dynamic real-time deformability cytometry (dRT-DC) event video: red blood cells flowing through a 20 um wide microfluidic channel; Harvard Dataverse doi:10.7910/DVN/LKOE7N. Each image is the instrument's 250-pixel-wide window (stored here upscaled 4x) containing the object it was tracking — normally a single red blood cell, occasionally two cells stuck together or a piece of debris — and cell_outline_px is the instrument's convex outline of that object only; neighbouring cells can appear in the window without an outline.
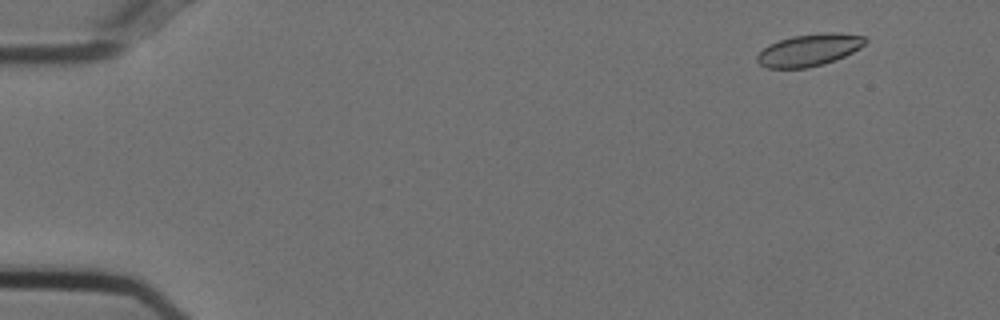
{"species": "Egyptian fruit bat (a non-hibernating species)", "species_latin": "Rousettus aegyptiacus", "temperature_condition": "cold", "stored_images_in_passage": 53, "camera_frame_rate_fps": 3000, "um_per_image_px": 0.085, "animal": {"sex": "female"}, "frame": {"image": 1, "passage_image": 3, "time_ms": 0.667, "image_size_px": [1000, 320], "cell_outline_px": [[868, 40], [860, 48], [836, 60], [824, 64], [808, 68], [768, 68], [760, 64], [756, 60], [756, 56], [768, 44], [792, 36], [824, 32], [840, 32], [864, 36]], "centroid_in_image_um": [68.79, 4.24], "position_along_channel_um": 16.2, "area_um2": 20.35}}
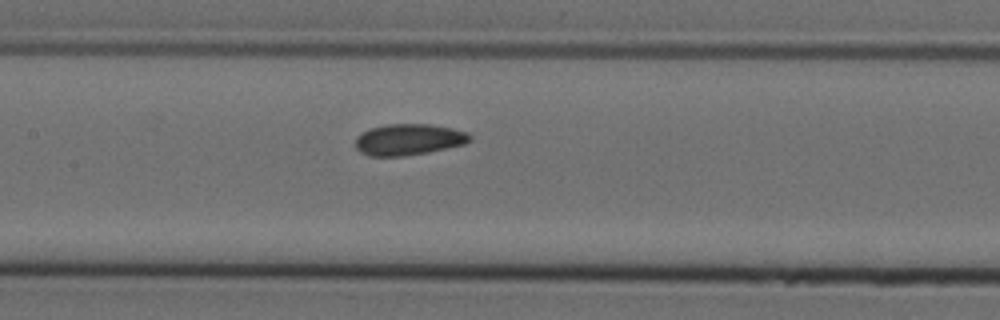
{"frame": {"image": 2, "passage_image": 25, "time_ms": 8.0, "image_size_px": [1000, 320], "cell_outline_px": [[472, 140], [464, 144], [428, 152], [404, 156], [368, 156], [360, 152], [356, 148], [356, 136], [372, 128], [388, 124], [432, 124], [452, 128], [468, 132], [472, 136]], "centroid_in_image_um": [34.76, 11.86], "position_along_channel_um": 172.6, "area_um2": 20.87}}
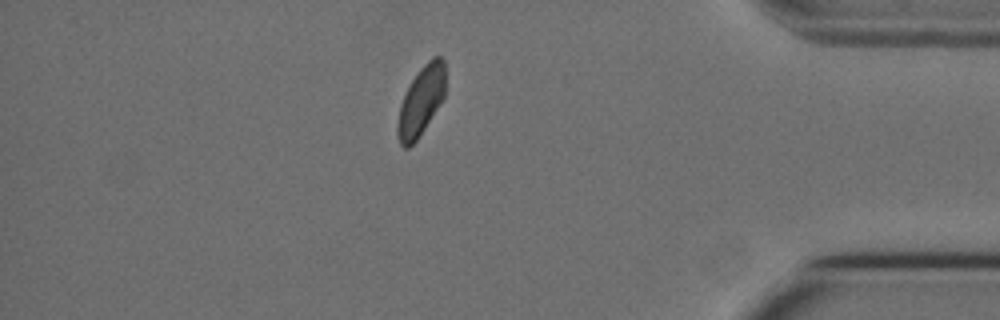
{"frame": {"image": 3, "passage_image": 46, "time_ms": 15.0, "image_size_px": [1000, 320], "cell_outline_px": [[444, 96], [424, 128], [416, 140], [408, 148], [404, 148], [400, 144], [396, 136], [396, 124], [400, 104], [412, 80], [420, 68], [432, 56], [440, 56], [444, 60]], "centroid_in_image_um": [35.75, 8.59], "position_along_channel_um": 399.5, "area_um2": 18.96}, "authors_computed_cell_mechanics": {"area_um2": 20.6346, "velocity_mm_per_s": 3.701, "shape_relaxation_time_tau1_ms": 4.6646, "shape_relaxation_time_tau2_ms": 3.478, "deformation_change_tau1": 0.0724, "deformation_change_tau2": 0.0639}}